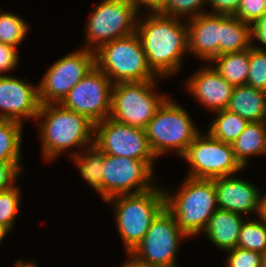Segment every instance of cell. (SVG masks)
I'll return each mask as SVG.
<instances>
[{"mask_svg":"<svg viewBox=\"0 0 266 267\" xmlns=\"http://www.w3.org/2000/svg\"><path fill=\"white\" fill-rule=\"evenodd\" d=\"M144 12L146 15H138L136 33L148 66L158 78H168L180 71L188 52L187 22L158 12Z\"/></svg>","mask_w":266,"mask_h":267,"instance_id":"obj_1","label":"cell"},{"mask_svg":"<svg viewBox=\"0 0 266 267\" xmlns=\"http://www.w3.org/2000/svg\"><path fill=\"white\" fill-rule=\"evenodd\" d=\"M36 119L45 161H53L71 148L94 144V123L61 104H40Z\"/></svg>","mask_w":266,"mask_h":267,"instance_id":"obj_2","label":"cell"},{"mask_svg":"<svg viewBox=\"0 0 266 267\" xmlns=\"http://www.w3.org/2000/svg\"><path fill=\"white\" fill-rule=\"evenodd\" d=\"M178 190L164 189L165 208L176 219L179 229L188 237L204 231L218 209L214 179L186 177Z\"/></svg>","mask_w":266,"mask_h":267,"instance_id":"obj_3","label":"cell"},{"mask_svg":"<svg viewBox=\"0 0 266 267\" xmlns=\"http://www.w3.org/2000/svg\"><path fill=\"white\" fill-rule=\"evenodd\" d=\"M112 204L116 228L128 255L144 238L152 221L165 208L164 187L119 195L105 201Z\"/></svg>","mask_w":266,"mask_h":267,"instance_id":"obj_4","label":"cell"},{"mask_svg":"<svg viewBox=\"0 0 266 267\" xmlns=\"http://www.w3.org/2000/svg\"><path fill=\"white\" fill-rule=\"evenodd\" d=\"M187 110L169 98L158 107L145 131L150 148L156 158L174 151L182 157L188 146L202 131Z\"/></svg>","mask_w":266,"mask_h":267,"instance_id":"obj_5","label":"cell"},{"mask_svg":"<svg viewBox=\"0 0 266 267\" xmlns=\"http://www.w3.org/2000/svg\"><path fill=\"white\" fill-rule=\"evenodd\" d=\"M95 52V65L113 84L158 80L147 63L137 33L101 45Z\"/></svg>","mask_w":266,"mask_h":267,"instance_id":"obj_6","label":"cell"},{"mask_svg":"<svg viewBox=\"0 0 266 267\" xmlns=\"http://www.w3.org/2000/svg\"><path fill=\"white\" fill-rule=\"evenodd\" d=\"M188 238L178 227L176 219L164 208L152 221L144 238L127 255L147 267H176L178 247Z\"/></svg>","mask_w":266,"mask_h":267,"instance_id":"obj_7","label":"cell"},{"mask_svg":"<svg viewBox=\"0 0 266 267\" xmlns=\"http://www.w3.org/2000/svg\"><path fill=\"white\" fill-rule=\"evenodd\" d=\"M159 80L113 84L110 118L145 129L158 107L168 97L154 91Z\"/></svg>","mask_w":266,"mask_h":267,"instance_id":"obj_8","label":"cell"},{"mask_svg":"<svg viewBox=\"0 0 266 267\" xmlns=\"http://www.w3.org/2000/svg\"><path fill=\"white\" fill-rule=\"evenodd\" d=\"M85 26L82 48L96 51L101 45L136 32L140 13L130 0H102Z\"/></svg>","mask_w":266,"mask_h":267,"instance_id":"obj_9","label":"cell"},{"mask_svg":"<svg viewBox=\"0 0 266 267\" xmlns=\"http://www.w3.org/2000/svg\"><path fill=\"white\" fill-rule=\"evenodd\" d=\"M181 158L190 165L186 177L195 179L231 176L245 169L236 159L232 144L214 138L207 131L197 135Z\"/></svg>","mask_w":266,"mask_h":267,"instance_id":"obj_10","label":"cell"},{"mask_svg":"<svg viewBox=\"0 0 266 267\" xmlns=\"http://www.w3.org/2000/svg\"><path fill=\"white\" fill-rule=\"evenodd\" d=\"M94 66L95 52L84 48L56 60L38 83L40 104H60Z\"/></svg>","mask_w":266,"mask_h":267,"instance_id":"obj_11","label":"cell"},{"mask_svg":"<svg viewBox=\"0 0 266 267\" xmlns=\"http://www.w3.org/2000/svg\"><path fill=\"white\" fill-rule=\"evenodd\" d=\"M94 144L104 154L145 161L155 169L157 158L150 148L145 129L109 117L94 124Z\"/></svg>","mask_w":266,"mask_h":267,"instance_id":"obj_12","label":"cell"},{"mask_svg":"<svg viewBox=\"0 0 266 267\" xmlns=\"http://www.w3.org/2000/svg\"><path fill=\"white\" fill-rule=\"evenodd\" d=\"M112 88L113 82L95 65L60 104L96 124L110 117Z\"/></svg>","mask_w":266,"mask_h":267,"instance_id":"obj_13","label":"cell"},{"mask_svg":"<svg viewBox=\"0 0 266 267\" xmlns=\"http://www.w3.org/2000/svg\"><path fill=\"white\" fill-rule=\"evenodd\" d=\"M154 172L145 161L104 154L103 201L154 188L157 185L153 180Z\"/></svg>","mask_w":266,"mask_h":267,"instance_id":"obj_14","label":"cell"},{"mask_svg":"<svg viewBox=\"0 0 266 267\" xmlns=\"http://www.w3.org/2000/svg\"><path fill=\"white\" fill-rule=\"evenodd\" d=\"M16 76H0V119L24 123L36 120L40 108L38 85Z\"/></svg>","mask_w":266,"mask_h":267,"instance_id":"obj_15","label":"cell"},{"mask_svg":"<svg viewBox=\"0 0 266 267\" xmlns=\"http://www.w3.org/2000/svg\"><path fill=\"white\" fill-rule=\"evenodd\" d=\"M189 77L184 86L197 102L211 112L227 109L234 87L210 63Z\"/></svg>","mask_w":266,"mask_h":267,"instance_id":"obj_16","label":"cell"},{"mask_svg":"<svg viewBox=\"0 0 266 267\" xmlns=\"http://www.w3.org/2000/svg\"><path fill=\"white\" fill-rule=\"evenodd\" d=\"M184 21L187 22L188 52L207 64L219 56L222 15L206 12Z\"/></svg>","mask_w":266,"mask_h":267,"instance_id":"obj_17","label":"cell"},{"mask_svg":"<svg viewBox=\"0 0 266 267\" xmlns=\"http://www.w3.org/2000/svg\"><path fill=\"white\" fill-rule=\"evenodd\" d=\"M224 176L214 178L218 209L240 215L257 214L260 190L254 184L239 177Z\"/></svg>","mask_w":266,"mask_h":267,"instance_id":"obj_18","label":"cell"},{"mask_svg":"<svg viewBox=\"0 0 266 267\" xmlns=\"http://www.w3.org/2000/svg\"><path fill=\"white\" fill-rule=\"evenodd\" d=\"M244 216L217 209L202 233L220 250L227 251L237 246Z\"/></svg>","mask_w":266,"mask_h":267,"instance_id":"obj_19","label":"cell"},{"mask_svg":"<svg viewBox=\"0 0 266 267\" xmlns=\"http://www.w3.org/2000/svg\"><path fill=\"white\" fill-rule=\"evenodd\" d=\"M227 110L250 122H266V91L249 85L234 87Z\"/></svg>","mask_w":266,"mask_h":267,"instance_id":"obj_20","label":"cell"},{"mask_svg":"<svg viewBox=\"0 0 266 267\" xmlns=\"http://www.w3.org/2000/svg\"><path fill=\"white\" fill-rule=\"evenodd\" d=\"M232 148L244 168L251 157L266 155V122H250L233 142Z\"/></svg>","mask_w":266,"mask_h":267,"instance_id":"obj_21","label":"cell"},{"mask_svg":"<svg viewBox=\"0 0 266 267\" xmlns=\"http://www.w3.org/2000/svg\"><path fill=\"white\" fill-rule=\"evenodd\" d=\"M81 152V153H79ZM70 159L78 167L82 178L89 183L103 200V176L104 152L95 144H92L82 151L68 152Z\"/></svg>","mask_w":266,"mask_h":267,"instance_id":"obj_22","label":"cell"},{"mask_svg":"<svg viewBox=\"0 0 266 267\" xmlns=\"http://www.w3.org/2000/svg\"><path fill=\"white\" fill-rule=\"evenodd\" d=\"M252 43V25L235 16L222 15L219 55L250 49Z\"/></svg>","mask_w":266,"mask_h":267,"instance_id":"obj_23","label":"cell"},{"mask_svg":"<svg viewBox=\"0 0 266 267\" xmlns=\"http://www.w3.org/2000/svg\"><path fill=\"white\" fill-rule=\"evenodd\" d=\"M210 64L231 86L247 85L249 49L219 55Z\"/></svg>","mask_w":266,"mask_h":267,"instance_id":"obj_24","label":"cell"},{"mask_svg":"<svg viewBox=\"0 0 266 267\" xmlns=\"http://www.w3.org/2000/svg\"><path fill=\"white\" fill-rule=\"evenodd\" d=\"M215 113L211 124L207 128L214 138L222 142L233 144L238 136L244 131L249 124L247 120L240 115L225 110H219Z\"/></svg>","mask_w":266,"mask_h":267,"instance_id":"obj_25","label":"cell"},{"mask_svg":"<svg viewBox=\"0 0 266 267\" xmlns=\"http://www.w3.org/2000/svg\"><path fill=\"white\" fill-rule=\"evenodd\" d=\"M22 127L19 122L0 119V161L22 163Z\"/></svg>","mask_w":266,"mask_h":267,"instance_id":"obj_26","label":"cell"},{"mask_svg":"<svg viewBox=\"0 0 266 267\" xmlns=\"http://www.w3.org/2000/svg\"><path fill=\"white\" fill-rule=\"evenodd\" d=\"M28 32L29 24L24 18L12 12H0V43L18 48Z\"/></svg>","mask_w":266,"mask_h":267,"instance_id":"obj_27","label":"cell"},{"mask_svg":"<svg viewBox=\"0 0 266 267\" xmlns=\"http://www.w3.org/2000/svg\"><path fill=\"white\" fill-rule=\"evenodd\" d=\"M237 246L262 254L266 250V222L258 217L256 220H244Z\"/></svg>","mask_w":266,"mask_h":267,"instance_id":"obj_28","label":"cell"},{"mask_svg":"<svg viewBox=\"0 0 266 267\" xmlns=\"http://www.w3.org/2000/svg\"><path fill=\"white\" fill-rule=\"evenodd\" d=\"M247 85L266 91V49L256 43L249 49Z\"/></svg>","mask_w":266,"mask_h":267,"instance_id":"obj_29","label":"cell"},{"mask_svg":"<svg viewBox=\"0 0 266 267\" xmlns=\"http://www.w3.org/2000/svg\"><path fill=\"white\" fill-rule=\"evenodd\" d=\"M206 5V0H164L163 5L157 12L182 20L186 16L185 18L187 20L188 17V19H191L206 13L207 9L204 7Z\"/></svg>","mask_w":266,"mask_h":267,"instance_id":"obj_30","label":"cell"},{"mask_svg":"<svg viewBox=\"0 0 266 267\" xmlns=\"http://www.w3.org/2000/svg\"><path fill=\"white\" fill-rule=\"evenodd\" d=\"M20 186L0 192V224L12 230L16 217L19 214L20 196L22 195Z\"/></svg>","mask_w":266,"mask_h":267,"instance_id":"obj_31","label":"cell"},{"mask_svg":"<svg viewBox=\"0 0 266 267\" xmlns=\"http://www.w3.org/2000/svg\"><path fill=\"white\" fill-rule=\"evenodd\" d=\"M225 267H263L262 254L238 246L225 251Z\"/></svg>","mask_w":266,"mask_h":267,"instance_id":"obj_32","label":"cell"},{"mask_svg":"<svg viewBox=\"0 0 266 267\" xmlns=\"http://www.w3.org/2000/svg\"><path fill=\"white\" fill-rule=\"evenodd\" d=\"M266 12V0H241L235 17L253 25Z\"/></svg>","mask_w":266,"mask_h":267,"instance_id":"obj_33","label":"cell"},{"mask_svg":"<svg viewBox=\"0 0 266 267\" xmlns=\"http://www.w3.org/2000/svg\"><path fill=\"white\" fill-rule=\"evenodd\" d=\"M21 163H7L0 161V192L5 191L16 183V180L22 174Z\"/></svg>","mask_w":266,"mask_h":267,"instance_id":"obj_34","label":"cell"},{"mask_svg":"<svg viewBox=\"0 0 266 267\" xmlns=\"http://www.w3.org/2000/svg\"><path fill=\"white\" fill-rule=\"evenodd\" d=\"M18 53V48L0 43V76L17 68L20 60Z\"/></svg>","mask_w":266,"mask_h":267,"instance_id":"obj_35","label":"cell"},{"mask_svg":"<svg viewBox=\"0 0 266 267\" xmlns=\"http://www.w3.org/2000/svg\"><path fill=\"white\" fill-rule=\"evenodd\" d=\"M241 0H206L207 5L210 6L207 13L220 14L227 16H235Z\"/></svg>","mask_w":266,"mask_h":267,"instance_id":"obj_36","label":"cell"},{"mask_svg":"<svg viewBox=\"0 0 266 267\" xmlns=\"http://www.w3.org/2000/svg\"><path fill=\"white\" fill-rule=\"evenodd\" d=\"M261 43L262 46H266V12L265 14L252 25V42Z\"/></svg>","mask_w":266,"mask_h":267,"instance_id":"obj_37","label":"cell"},{"mask_svg":"<svg viewBox=\"0 0 266 267\" xmlns=\"http://www.w3.org/2000/svg\"><path fill=\"white\" fill-rule=\"evenodd\" d=\"M135 8L141 12L143 7L147 12H157L164 3V0H130ZM142 7V9H141Z\"/></svg>","mask_w":266,"mask_h":267,"instance_id":"obj_38","label":"cell"},{"mask_svg":"<svg viewBox=\"0 0 266 267\" xmlns=\"http://www.w3.org/2000/svg\"><path fill=\"white\" fill-rule=\"evenodd\" d=\"M257 217L266 222V194L260 192L259 209Z\"/></svg>","mask_w":266,"mask_h":267,"instance_id":"obj_39","label":"cell"},{"mask_svg":"<svg viewBox=\"0 0 266 267\" xmlns=\"http://www.w3.org/2000/svg\"><path fill=\"white\" fill-rule=\"evenodd\" d=\"M15 267H38L34 262H25L22 259L15 262Z\"/></svg>","mask_w":266,"mask_h":267,"instance_id":"obj_40","label":"cell"},{"mask_svg":"<svg viewBox=\"0 0 266 267\" xmlns=\"http://www.w3.org/2000/svg\"><path fill=\"white\" fill-rule=\"evenodd\" d=\"M125 261L126 262H124L123 265H121L122 267H147V266H143V265L136 263L129 256H128L127 260H125Z\"/></svg>","mask_w":266,"mask_h":267,"instance_id":"obj_41","label":"cell"},{"mask_svg":"<svg viewBox=\"0 0 266 267\" xmlns=\"http://www.w3.org/2000/svg\"><path fill=\"white\" fill-rule=\"evenodd\" d=\"M11 231L8 227L0 224V243H2V240L5 239V236Z\"/></svg>","mask_w":266,"mask_h":267,"instance_id":"obj_42","label":"cell"},{"mask_svg":"<svg viewBox=\"0 0 266 267\" xmlns=\"http://www.w3.org/2000/svg\"><path fill=\"white\" fill-rule=\"evenodd\" d=\"M262 263L263 267H266V250L262 253Z\"/></svg>","mask_w":266,"mask_h":267,"instance_id":"obj_43","label":"cell"}]
</instances>
